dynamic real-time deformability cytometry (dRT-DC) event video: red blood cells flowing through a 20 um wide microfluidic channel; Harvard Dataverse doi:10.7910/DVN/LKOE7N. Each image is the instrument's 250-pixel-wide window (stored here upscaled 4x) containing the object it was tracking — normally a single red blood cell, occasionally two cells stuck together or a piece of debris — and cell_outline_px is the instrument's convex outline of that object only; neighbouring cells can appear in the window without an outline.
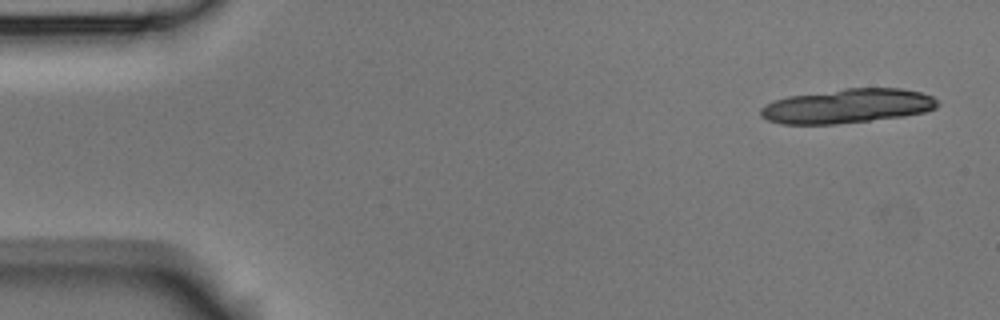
{"species": "Egyptian fruit bat (a non-hibernating species)", "species_latin": "Rousettus aegyptiacus", "temperature_condition": "room temperature", "stored_images_in_passage": 5, "camera_frame_rate_fps": 3000, "um_per_image_px": 0.085, "animal": {"sex": "male"}, "frame": {"image": 1, "passage_image": 1, "time_ms": 0.0, "image_size_px": [1000, 320], "cell_outline_px": [[940, 104], [936, 108], [924, 112], [904, 116], [836, 124], [780, 124], [768, 120], [760, 116], [760, 108], [772, 100], [788, 96], [844, 88], [900, 88], [920, 92], [932, 96]], "centroid_in_image_um": [72.0, 9.01], "position_along_channel_um": 13.0, "area_um2": 35.49}}